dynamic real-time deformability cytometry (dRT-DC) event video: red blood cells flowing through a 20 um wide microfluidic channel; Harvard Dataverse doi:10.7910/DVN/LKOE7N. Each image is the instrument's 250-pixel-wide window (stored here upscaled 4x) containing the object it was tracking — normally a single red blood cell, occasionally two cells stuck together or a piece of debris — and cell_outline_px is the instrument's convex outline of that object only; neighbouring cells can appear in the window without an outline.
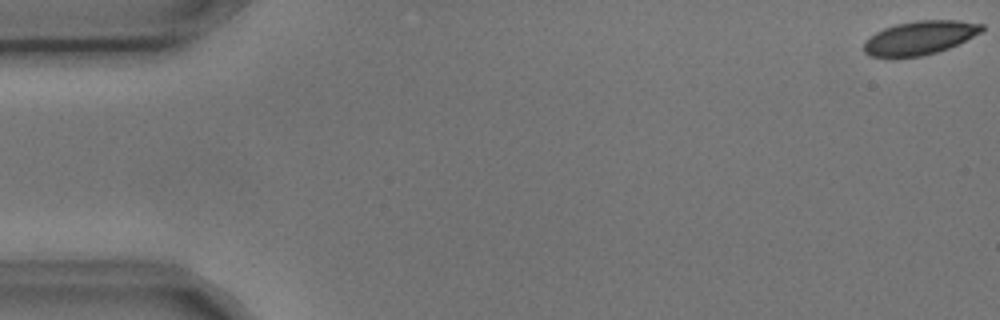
{"species": "common noctule bat (a hibernating species)", "species_latin": "Nyctalus noctula", "temperature_condition": "cold", "stored_images_in_passage": 4, "camera_frame_rate_fps": 3000, "um_per_image_px": 0.085, "animal": {"sex": "male", "body_mass_g": 17.9, "forearm_length_mm": 54.2}, "frame": {"image": 1, "passage_image": 1, "time_ms": 0.0, "image_size_px": [1000, 320], "cell_outline_px": [[984, 32], [948, 48], [936, 52], [920, 56], [868, 56], [864, 52], [864, 44], [876, 32], [884, 28], [896, 24], [916, 20], [960, 20], [984, 24]], "centroid_in_image_um": [78.25, 3.19], "position_along_channel_um": 6.7, "area_um2": 22.95}}